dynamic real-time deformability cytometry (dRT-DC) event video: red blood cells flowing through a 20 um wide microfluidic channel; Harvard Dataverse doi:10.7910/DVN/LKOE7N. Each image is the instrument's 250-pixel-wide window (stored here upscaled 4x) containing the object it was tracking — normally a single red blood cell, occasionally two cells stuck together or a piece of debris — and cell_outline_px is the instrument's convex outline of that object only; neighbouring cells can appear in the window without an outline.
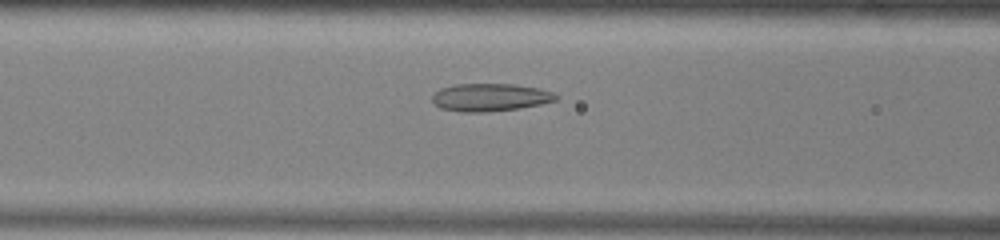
{"species": "common noctule bat (a hibernating species)", "species_latin": "Nyctalus noctula", "temperature_condition": "warm", "stored_images_in_passage": 29, "camera_frame_rate_fps": 3000, "um_per_image_px": 0.085, "animal": {"sex": "male", "body_mass_g": 13.0, "forearm_length_mm": 53.1}, "frame": {"image": 1, "passage_image": 8, "time_ms": 2.333, "image_size_px": [1000, 240], "cell_outline_px": [[560, 96], [556, 100], [540, 104], [520, 108], [484, 112], [460, 112], [440, 108], [432, 100], [432, 96], [440, 88], [456, 84], [512, 84], [540, 88], [552, 92]], "centroid_in_image_um": [41.67, 8.27], "position_along_channel_um": 124.9, "area_um2": 20.0}}
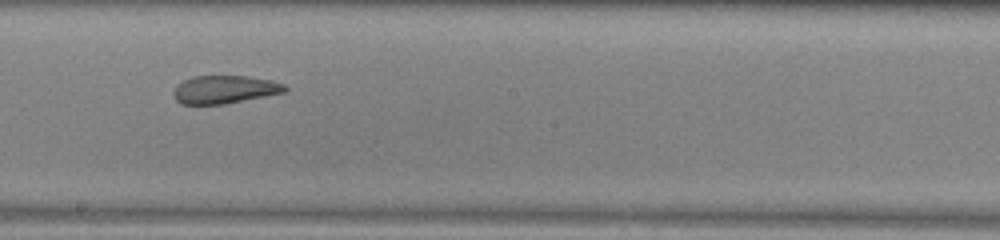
{"frame": {"image": 2, "passage_image": 16, "time_ms": 5.0, "image_size_px": [1000, 240], "cell_outline_px": [[288, 88], [284, 92], [224, 104], [180, 104], [176, 100], [172, 92], [176, 84], [192, 76], [248, 76], [272, 80], [284, 84]], "centroid_in_image_um": [19.05, 7.6], "position_along_channel_um": 229.1, "area_um2": 18.21}}
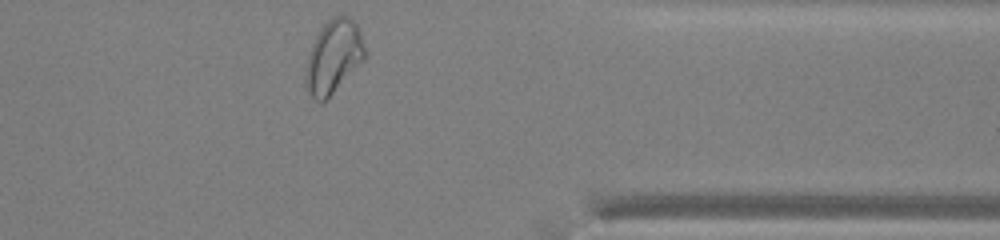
{"frame": {"image": 3, "passage_image": 29, "time_ms": 9.333, "image_size_px": [1000, 240], "cell_outline_px": [[364, 60], [320, 104], [308, 92], [304, 84], [304, 72], [308, 52], [316, 36], [324, 24], [332, 16], [348, 16], [356, 24], [360, 32], [364, 48]], "centroid_in_image_um": [28.29, 4.82], "position_along_channel_um": 383.1, "area_um2": 24.91}, "authors_computed_cell_mechanics": {"area_um2": 19.5942, "velocity_mm_per_s": 3.9218, "shape_relaxation_time_tau1_ms": null, "shape_relaxation_time_tau2_ms": 1.6228, "deformation_change_tau1": null, "deformation_change_tau2": 0.0961}}